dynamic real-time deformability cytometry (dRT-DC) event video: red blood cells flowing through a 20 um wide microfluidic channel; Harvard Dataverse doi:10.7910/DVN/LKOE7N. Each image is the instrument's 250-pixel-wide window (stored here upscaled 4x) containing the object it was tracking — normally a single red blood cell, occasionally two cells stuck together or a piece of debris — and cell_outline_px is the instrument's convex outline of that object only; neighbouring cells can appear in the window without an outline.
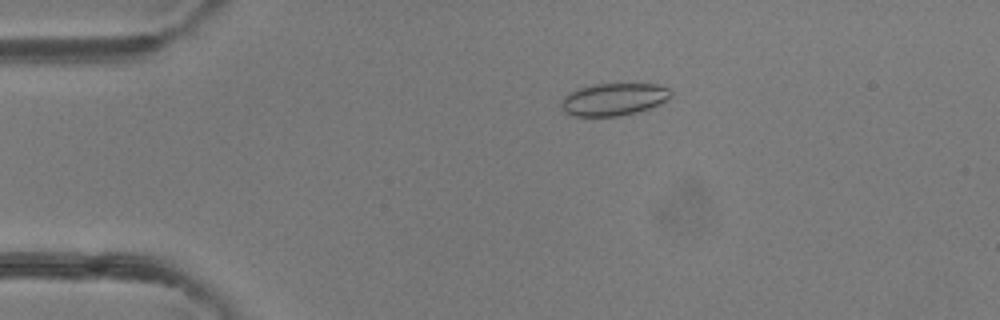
{"species": "common noctule bat (a hibernating species)", "species_latin": "Nyctalus noctula", "temperature_condition": "room temperature", "stored_images_in_passage": 48, "camera_frame_rate_fps": 3000, "um_per_image_px": 0.085, "animal": {"sex": "female"}, "frame": {"image": 1, "passage_image": 10, "time_ms": 3.0, "image_size_px": [1000, 320], "cell_outline_px": [[672, 96], [668, 100], [660, 104], [636, 112], [620, 116], [572, 116], [564, 112], [560, 104], [564, 96], [580, 88], [592, 84], [660, 84], [668, 88], [672, 92]], "centroid_in_image_um": [52.19, 8.44], "position_along_channel_um": 32.8, "area_um2": 20.75}}
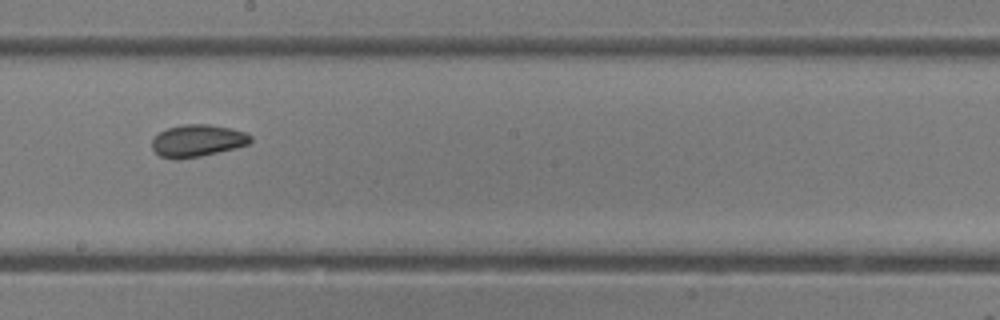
{"frame": {"image": 2, "passage_image": 27, "time_ms": 8.667, "image_size_px": [1000, 320], "cell_outline_px": [[252, 140], [248, 144], [236, 148], [200, 156], [160, 156], [152, 148], [152, 140], [160, 132], [168, 128], [184, 124], [208, 124], [232, 128], [244, 132], [252, 136]], "centroid_in_image_um": [16.85, 11.91], "position_along_channel_um": 231.4, "area_um2": 17.86}}
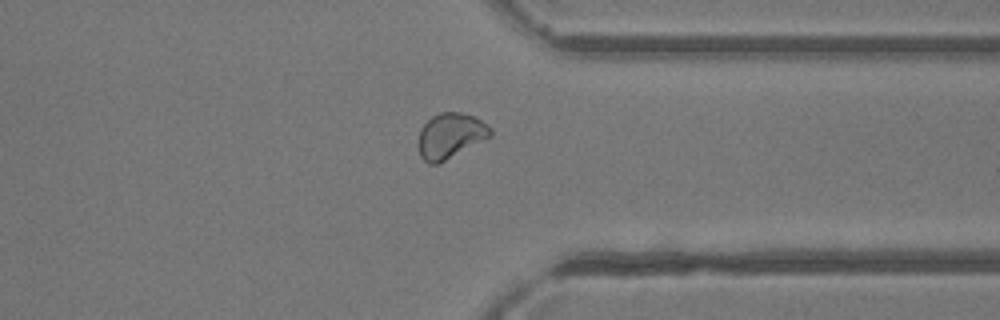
{"frame": {"image": 3, "passage_image": 37, "time_ms": 12.0, "image_size_px": [1000, 320], "cell_outline_px": [[492, 136], [436, 164], [428, 164], [420, 156], [416, 144], [420, 128], [432, 116], [440, 112], [460, 112], [472, 116], [480, 120], [492, 128]], "centroid_in_image_um": [38.24, 11.53], "position_along_channel_um": 373.2, "area_um2": 19.02}, "authors_computed_cell_mechanics": {"area_um2": 19.3919, "velocity_mm_per_s": 4.3373, "shape_relaxation_time_tau1_ms": 10.2361, "shape_relaxation_time_tau2_ms": 1.6863, "deformation_change_tau1": 0.1537, "deformation_change_tau2": 0.038}}